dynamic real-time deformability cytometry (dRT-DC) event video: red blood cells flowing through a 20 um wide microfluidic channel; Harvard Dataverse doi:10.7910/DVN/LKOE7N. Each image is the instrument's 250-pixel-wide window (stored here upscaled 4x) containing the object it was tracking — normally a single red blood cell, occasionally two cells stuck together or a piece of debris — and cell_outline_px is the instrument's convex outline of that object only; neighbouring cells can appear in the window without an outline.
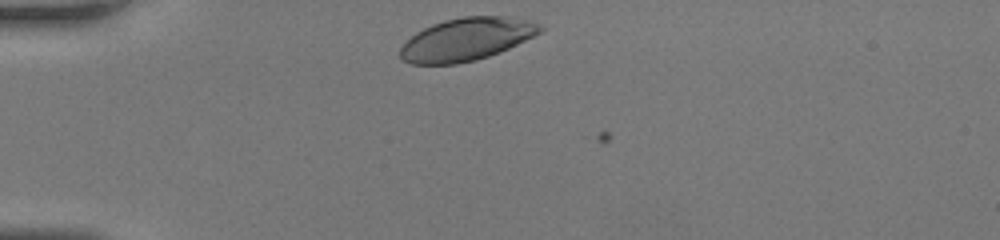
{"species": "human", "species_latin": "Homo sapiens", "temperature_condition": "room temperature", "stored_images_in_passage": 27, "camera_frame_rate_fps": 3000, "um_per_image_px": 0.085, "donor": {"sex": "female"}, "frame": {"image": 1, "passage_image": 1, "time_ms": 0.0, "image_size_px": [1000, 240], "cell_outline_px": [[544, 28], [540, 32], [500, 52], [476, 60], [456, 64], [412, 64], [400, 60], [400, 48], [416, 32], [432, 24], [444, 20], [464, 16], [508, 16], [532, 20]], "centroid_in_image_um": [39.64, 3.33], "position_along_channel_um": 45.4, "area_um2": 34.74}}
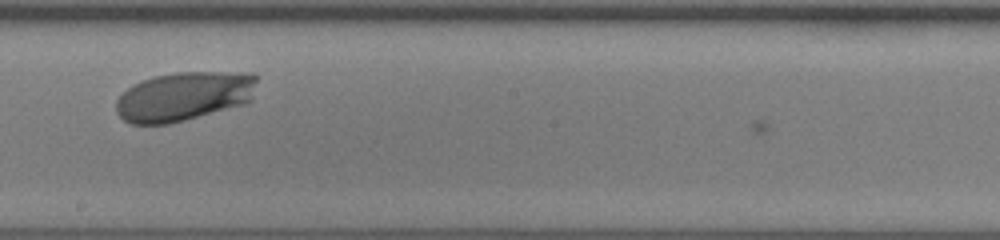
{"frame": {"image": 2, "passage_image": 16, "time_ms": 5.0, "image_size_px": [1000, 240], "cell_outline_px": [[256, 80], [252, 100], [244, 104], [184, 120], [168, 124], [132, 124], [124, 120], [116, 112], [116, 100], [128, 88], [152, 76], [176, 72], [252, 72], [256, 76]], "centroid_in_image_um": [15.65, 8.18], "position_along_channel_um": 232.5, "area_um2": 40.29}}
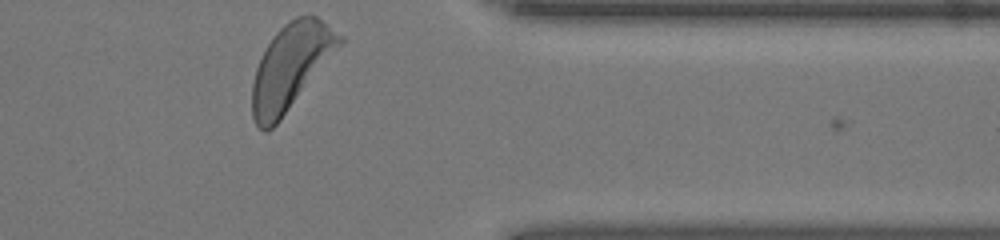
{"frame": {"image": 3, "passage_image": 27, "time_ms": 8.667, "image_size_px": [1000, 240], "cell_outline_px": [[344, 40], [280, 120], [268, 132], [264, 132], [256, 124], [252, 116], [252, 84], [256, 68], [264, 48], [276, 32], [284, 24], [296, 16], [316, 16], [344, 36]], "centroid_in_image_um": [24.68, 5.66], "position_along_channel_um": 386.7, "area_um2": 42.66}}